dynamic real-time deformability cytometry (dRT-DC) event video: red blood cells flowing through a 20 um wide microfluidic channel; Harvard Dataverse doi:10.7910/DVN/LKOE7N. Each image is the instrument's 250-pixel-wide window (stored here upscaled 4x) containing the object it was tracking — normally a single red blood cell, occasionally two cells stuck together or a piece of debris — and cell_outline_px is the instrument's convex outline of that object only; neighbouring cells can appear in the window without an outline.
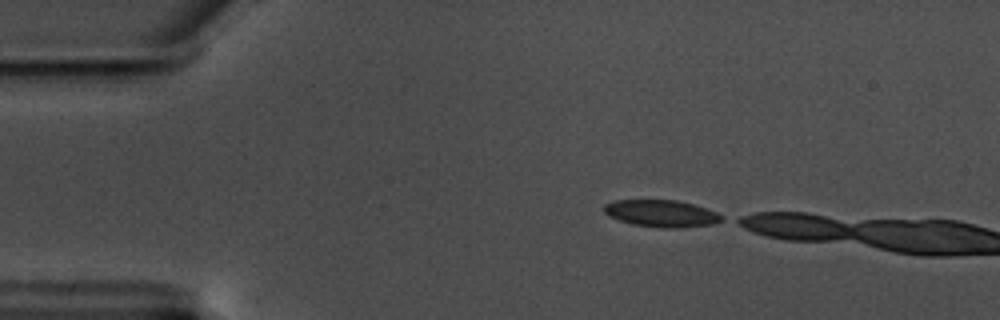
{"species": "common noctule bat (a hibernating species)", "species_latin": "Nyctalus noctula", "temperature_condition": "warm", "stored_images_in_passage": 4, "camera_frame_rate_fps": 3000, "um_per_image_px": 0.085, "animal": {"sex": "male", "body_mass_g": 17.5, "forearm_length_mm": 52.3}, "frame": {"image": 1, "passage_image": 1, "time_ms": 0.0, "image_size_px": [1000, 320], "cell_outline_px": [[724, 220], [712, 224], [684, 228], [660, 228], [632, 224], [608, 216], [604, 212], [604, 204], [616, 200], [676, 200], [692, 204], [716, 212], [724, 216]], "centroid_in_image_um": [56.23, 18.15], "position_along_channel_um": 28.8, "area_um2": 18.55}}